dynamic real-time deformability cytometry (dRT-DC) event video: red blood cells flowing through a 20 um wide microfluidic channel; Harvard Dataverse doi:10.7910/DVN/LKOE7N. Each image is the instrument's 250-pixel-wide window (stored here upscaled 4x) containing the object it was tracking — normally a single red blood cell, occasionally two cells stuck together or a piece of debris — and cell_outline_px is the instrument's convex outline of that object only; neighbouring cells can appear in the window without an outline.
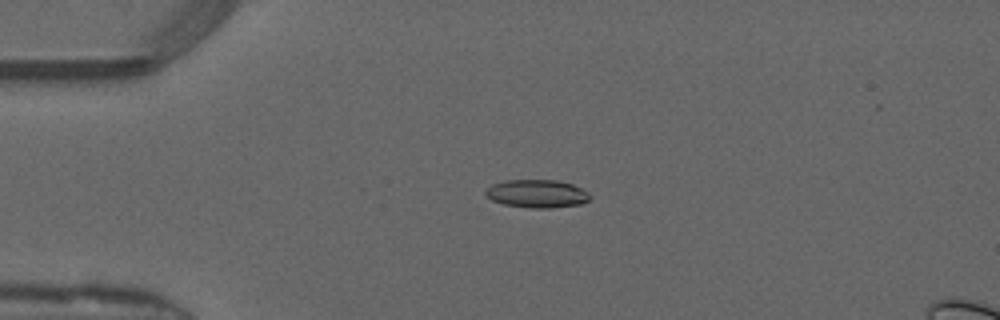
{"species": "common noctule bat (a hibernating species)", "species_latin": "Nyctalus noctula", "temperature_condition": "warm", "stored_images_in_passage": 50, "camera_frame_rate_fps": 3000, "um_per_image_px": 0.085, "animal": {"sex": "male", "forearm_length_mm": 52.5}, "frame": {"image": 1, "passage_image": 12, "time_ms": 3.667, "image_size_px": [1000, 320], "cell_outline_px": [[592, 196], [588, 200], [580, 204], [552, 208], [528, 208], [504, 204], [492, 200], [484, 192], [492, 184], [504, 180], [556, 180], [572, 184], [588, 192]], "centroid_in_image_um": [45.65, 16.46], "position_along_channel_um": 39.4, "area_um2": 17.05}}
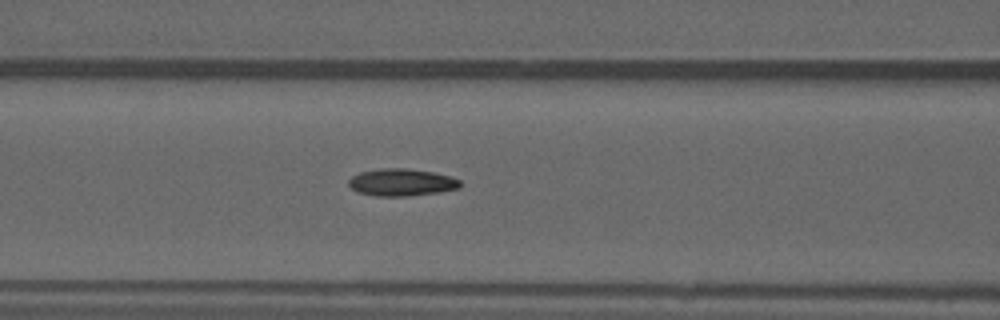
{"frame": {"image": 2, "passage_image": 21, "time_ms": 6.667, "image_size_px": [1000, 320], "cell_outline_px": [[460, 188], [440, 192], [408, 196], [376, 196], [360, 192], [352, 188], [348, 184], [348, 180], [352, 176], [360, 172], [380, 168], [404, 168], [432, 172], [452, 176], [460, 180]], "centroid_in_image_um": [34.15, 15.49], "position_along_channel_um": 132.5, "area_um2": 17.69}}
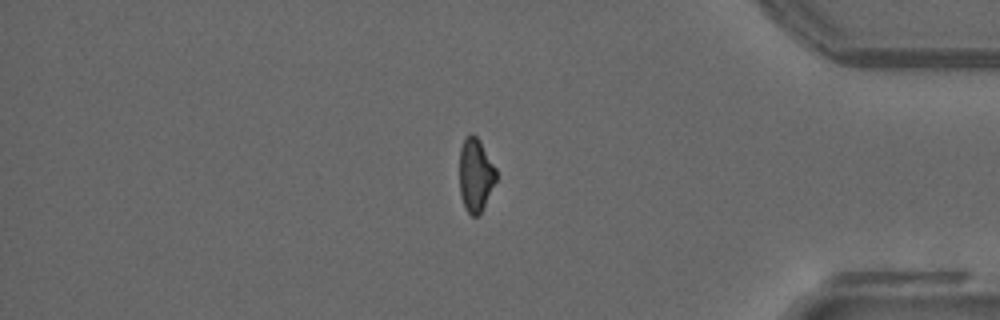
{"frame": {"image": 3, "passage_image": 42, "time_ms": 13.667, "image_size_px": [1000, 320], "cell_outline_px": [[496, 180], [480, 212], [476, 216], [472, 216], [464, 208], [460, 192], [460, 148], [464, 140], [472, 132], [480, 140], [496, 168]], "centroid_in_image_um": [40.41, 14.84], "position_along_channel_um": 394.8, "area_um2": 15.43}, "authors_computed_cell_mechanics": {"area_um2": 16.8198, "velocity_mm_per_s": 4.1541, "shape_relaxation_time_tau1_ms": null, "shape_relaxation_time_tau2_ms": 2.6256, "deformation_change_tau1": null, "deformation_change_tau2": 0.0928}}